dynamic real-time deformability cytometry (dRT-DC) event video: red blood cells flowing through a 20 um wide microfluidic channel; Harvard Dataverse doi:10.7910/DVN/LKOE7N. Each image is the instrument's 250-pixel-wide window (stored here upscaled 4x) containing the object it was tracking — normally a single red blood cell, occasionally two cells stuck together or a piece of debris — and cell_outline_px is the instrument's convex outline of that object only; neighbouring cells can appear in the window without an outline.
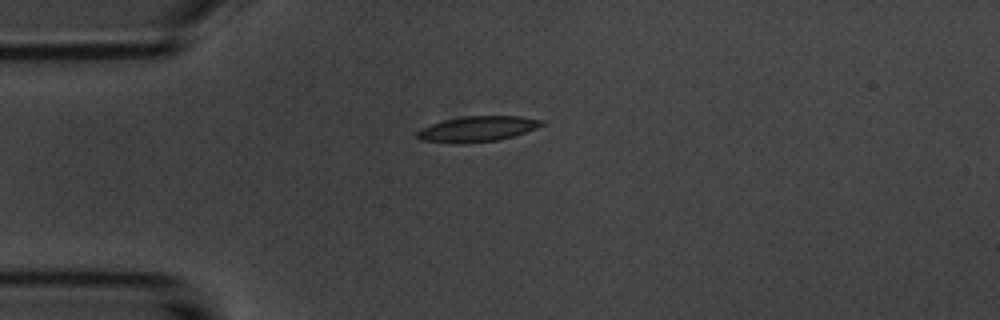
{"species": "common noctule bat (a hibernating species)", "species_latin": "Nyctalus noctula", "temperature_condition": "room temperature", "stored_images_in_passage": 5, "camera_frame_rate_fps": 3000, "um_per_image_px": 0.085, "animal": {"sex": "male", "body_mass_g": 20.1, "forearm_length_mm": 53.5}, "frame": {"image": 1, "passage_image": 5, "time_ms": 5.667, "image_size_px": [1000, 320], "cell_outline_px": [[544, 124], [536, 128], [512, 136], [496, 140], [464, 144], [452, 144], [420, 140], [416, 136], [416, 132], [420, 128], [444, 120], [464, 116], [520, 116], [544, 120]], "centroid_in_image_um": [40.53, 10.97], "position_along_channel_um": 44.5, "area_um2": 18.55}}